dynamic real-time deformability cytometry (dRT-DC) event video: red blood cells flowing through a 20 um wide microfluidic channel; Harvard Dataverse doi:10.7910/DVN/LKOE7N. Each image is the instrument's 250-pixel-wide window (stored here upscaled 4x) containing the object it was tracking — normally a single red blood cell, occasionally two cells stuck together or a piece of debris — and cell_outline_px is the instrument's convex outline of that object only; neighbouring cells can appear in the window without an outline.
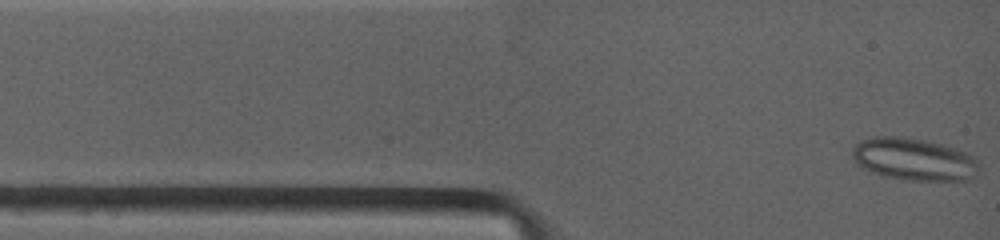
{"species": "common noctule bat (a hibernating species)", "species_latin": "Nyctalus noctula", "temperature_condition": "warm", "stored_images_in_passage": 7, "camera_frame_rate_fps": 4500, "um_per_image_px": 0.085, "animal": {"sex": "female", "body_mass_g": 19.0, "forearm_length_mm": 53.3}, "frame": {"image": 1, "passage_image": 1, "time_ms": 0.0, "image_size_px": [1000, 240], "cell_outline_px": [[976, 168], [972, 176], [968, 180], [908, 180], [888, 176], [864, 168], [856, 164], [852, 156], [852, 148], [860, 140], [876, 136], [900, 136], [924, 140], [944, 144], [956, 148], [972, 156], [976, 160]], "centroid_in_image_um": [77.63, 13.51], "position_along_channel_um": 7.4, "area_um2": 30.81}}
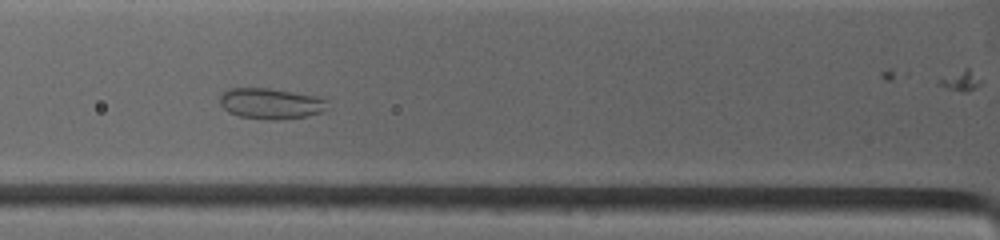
{"frame": {"image": 2, "passage_image": 5, "time_ms": 3.556, "image_size_px": [1000, 240], "cell_outline_px": [[328, 108], [320, 112], [304, 116], [280, 120], [268, 120], [240, 116], [228, 112], [220, 104], [220, 92], [228, 88], [268, 88], [316, 96], [328, 100]], "centroid_in_image_um": [22.98, 8.8], "position_along_channel_um": 102.8, "area_um2": 19.36}}
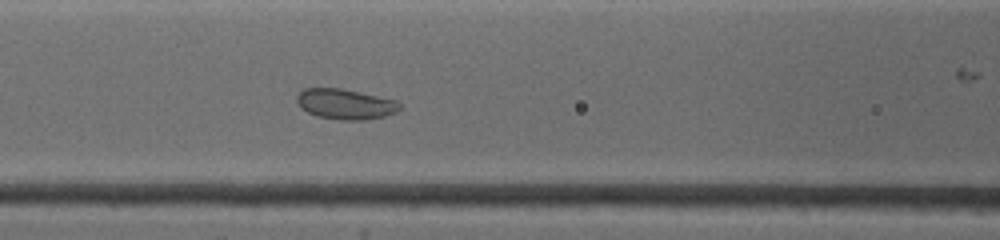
{"frame": {"image": 3, "passage_image": 6, "time_ms": 4.444, "image_size_px": [1000, 240], "cell_outline_px": [[400, 108], [396, 112], [384, 116], [364, 120], [340, 120], [316, 116], [300, 108], [296, 104], [296, 96], [304, 88], [340, 88], [400, 100]], "centroid_in_image_um": [29.35, 8.84], "position_along_channel_um": 137.3, "area_um2": 18.44}}